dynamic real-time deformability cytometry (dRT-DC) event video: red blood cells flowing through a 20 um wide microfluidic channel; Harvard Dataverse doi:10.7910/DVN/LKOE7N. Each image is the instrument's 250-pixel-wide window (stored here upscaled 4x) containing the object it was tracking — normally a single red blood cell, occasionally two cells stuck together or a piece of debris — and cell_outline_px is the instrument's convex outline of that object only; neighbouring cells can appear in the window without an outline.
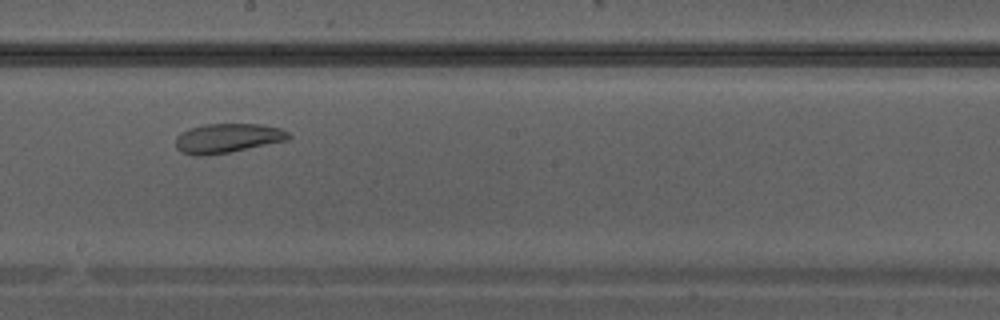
{"species": "Egyptian fruit bat (a non-hibernating species)", "species_latin": "Rousettus aegyptiacus", "temperature_condition": "warm", "stored_images_in_passage": 23, "camera_frame_rate_fps": 3000, "um_per_image_px": 0.085, "animal": {"sex": "male"}, "frame": {"image": 1, "passage_image": 10, "time_ms": 3.0, "image_size_px": [1000, 320], "cell_outline_px": [[292, 136], [288, 140], [228, 152], [204, 156], [196, 156], [180, 152], [176, 148], [176, 136], [180, 132], [188, 128], [204, 124], [260, 124], [280, 128], [288, 132]], "centroid_in_image_um": [19.3, 11.74], "position_along_channel_um": 228.9, "area_um2": 19.42}}